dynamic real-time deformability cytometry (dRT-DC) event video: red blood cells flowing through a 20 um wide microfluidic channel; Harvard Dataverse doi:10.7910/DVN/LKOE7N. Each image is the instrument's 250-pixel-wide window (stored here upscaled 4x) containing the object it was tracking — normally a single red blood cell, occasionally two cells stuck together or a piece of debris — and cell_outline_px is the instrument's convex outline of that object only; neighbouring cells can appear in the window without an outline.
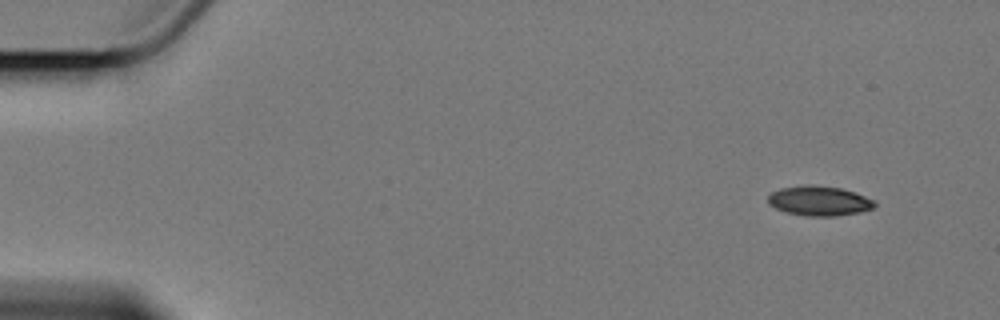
{"species": "Egyptian fruit bat (a non-hibernating species)", "species_latin": "Rousettus aegyptiacus", "temperature_condition": "cold", "stored_images_in_passage": 7, "camera_frame_rate_fps": 3000, "um_per_image_px": 0.085, "animal": {"sex": "female"}, "frame": {"image": 1, "passage_image": 1, "time_ms": 0.0, "image_size_px": [1000, 320], "cell_outline_px": [[876, 204], [872, 208], [860, 212], [836, 216], [808, 216], [788, 212], [776, 208], [768, 204], [768, 196], [772, 192], [780, 188], [812, 184], [840, 188], [876, 200]], "centroid_in_image_um": [69.63, 17.07], "position_along_channel_um": 15.4, "area_um2": 18.32}}
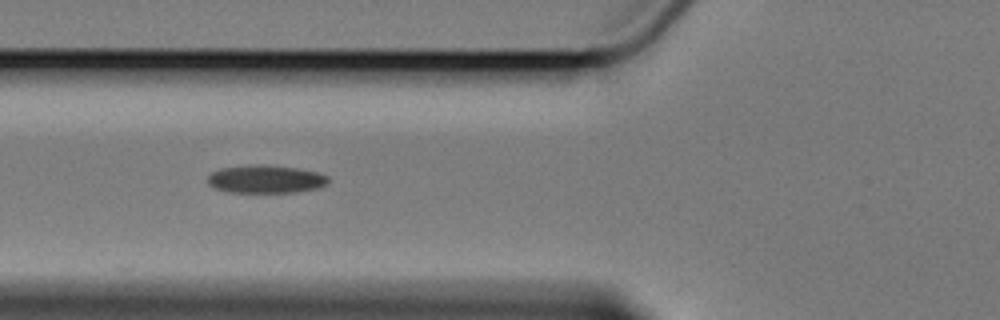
{"frame": {"image": 2, "passage_image": 6, "time_ms": 6.0, "image_size_px": [1000, 320], "cell_outline_px": [[328, 184], [320, 188], [296, 192], [228, 192], [212, 188], [208, 184], [208, 176], [212, 172], [220, 168], [260, 164], [264, 164], [296, 168], [316, 172], [328, 176]], "centroid_in_image_um": [22.58, 15.23], "position_along_channel_um": 103.2, "area_um2": 19.77}}
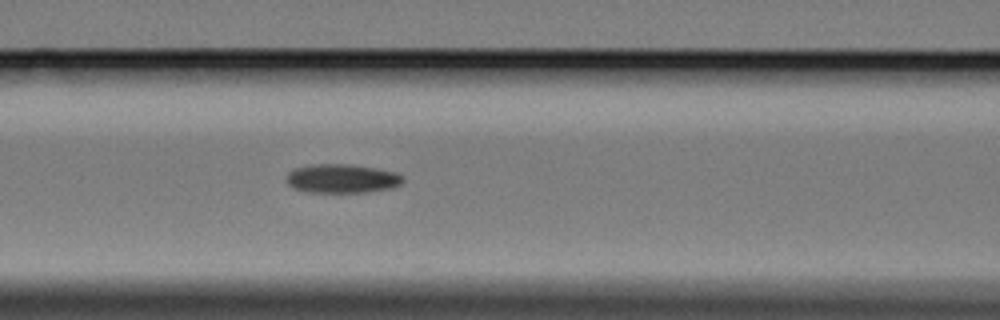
{"frame": {"image": 3, "passage_image": 7, "time_ms": 7.0, "image_size_px": [1000, 320], "cell_outline_px": [[404, 184], [392, 188], [368, 192], [308, 192], [292, 188], [288, 184], [288, 172], [296, 168], [312, 164], [352, 164], [376, 168], [396, 172], [404, 176]], "centroid_in_image_um": [29.13, 15.18], "position_along_channel_um": 137.5, "area_um2": 19.83}}